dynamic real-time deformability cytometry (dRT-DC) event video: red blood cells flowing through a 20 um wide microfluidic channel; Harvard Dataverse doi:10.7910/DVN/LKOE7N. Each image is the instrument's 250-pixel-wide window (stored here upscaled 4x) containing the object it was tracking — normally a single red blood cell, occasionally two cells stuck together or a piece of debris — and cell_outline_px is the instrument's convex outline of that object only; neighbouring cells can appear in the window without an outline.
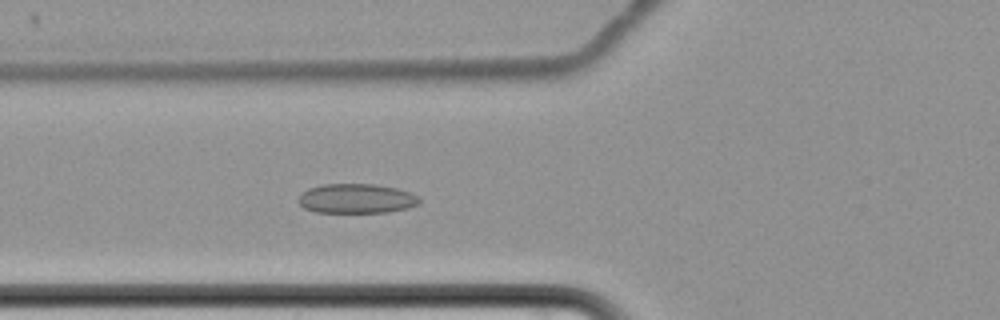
{"species": "common noctule bat (a hibernating species)", "species_latin": "Nyctalus noctula", "temperature_condition": "cold", "stored_images_in_passage": 8, "camera_frame_rate_fps": 3000, "um_per_image_px": 0.085, "animal": {"sex": "female", "body_mass_g": 22.7, "forearm_length_mm": 54.2}, "frame": {"image": 1, "passage_image": 8, "time_ms": 8.333, "image_size_px": [1000, 320], "cell_outline_px": [[420, 204], [408, 208], [388, 212], [316, 212], [304, 208], [296, 200], [308, 188], [320, 184], [376, 184], [396, 188], [420, 196]], "centroid_in_image_um": [30.31, 16.87], "position_along_channel_um": 95.5, "area_um2": 20.92}}